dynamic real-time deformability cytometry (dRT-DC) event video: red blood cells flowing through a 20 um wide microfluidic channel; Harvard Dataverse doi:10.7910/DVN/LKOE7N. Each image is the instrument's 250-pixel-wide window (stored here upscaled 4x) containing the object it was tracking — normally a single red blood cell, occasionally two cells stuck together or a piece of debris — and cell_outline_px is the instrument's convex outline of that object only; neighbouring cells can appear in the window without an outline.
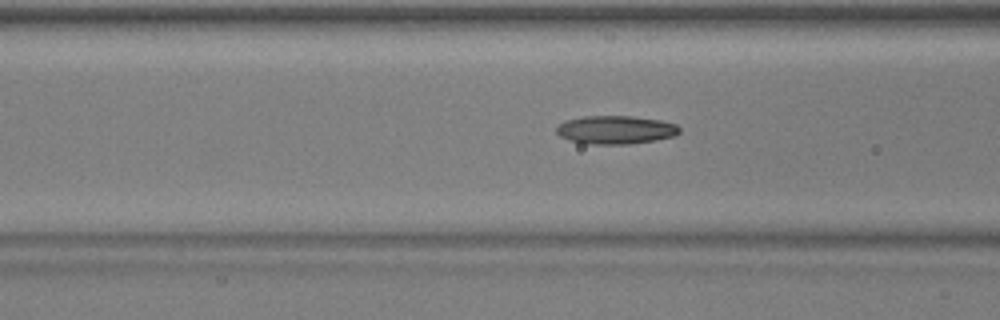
{"species": "common noctule bat (a hibernating species)", "species_latin": "Nyctalus noctula", "temperature_condition": "warm", "stored_images_in_passage": 42, "camera_frame_rate_fps": 3000, "um_per_image_px": 0.085, "animal": {"sex": "male", "body_mass_g": 17.9, "forearm_length_mm": 54.2}, "frame": {"image": 1, "passage_image": 20, "time_ms": 6.333, "image_size_px": [1000, 320], "cell_outline_px": [[680, 132], [676, 136], [656, 140], [628, 144], [592, 144], [572, 140], [560, 136], [556, 132], [556, 128], [564, 120], [584, 116], [632, 116], [660, 120], [676, 124], [680, 128]], "centroid_in_image_um": [52.36, 11.03], "position_along_channel_um": 114.2, "area_um2": 20.29}}
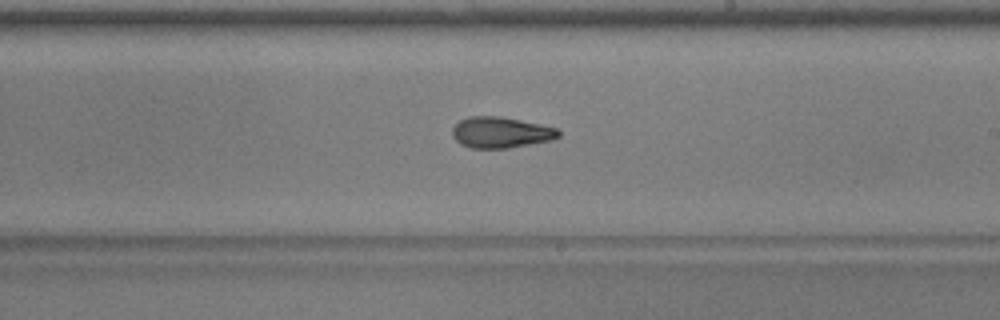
{"frame": {"image": 2, "passage_image": 30, "time_ms": 9.667, "image_size_px": [1000, 320], "cell_outline_px": [[560, 136], [552, 140], [508, 148], [468, 148], [460, 144], [452, 136], [452, 128], [460, 120], [468, 116], [500, 116], [540, 124], [556, 128], [560, 132]], "centroid_in_image_um": [42.54, 11.26], "position_along_channel_um": 246.5, "area_um2": 19.25}}
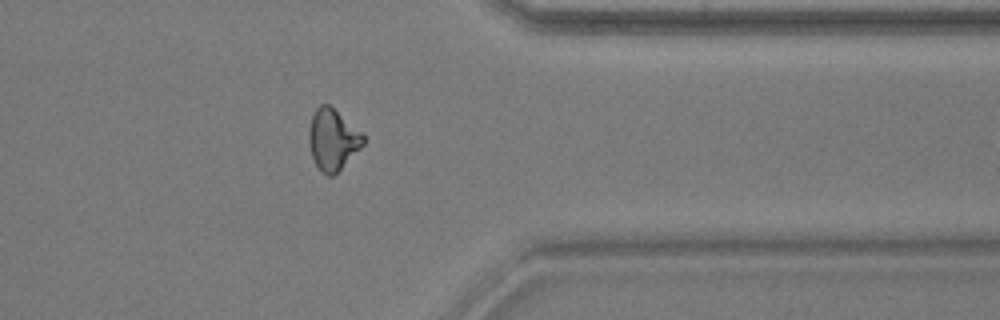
{"frame": {"image": 3, "passage_image": 41, "time_ms": 13.333, "image_size_px": [1000, 320], "cell_outline_px": [[364, 144], [332, 176], [328, 176], [316, 164], [312, 156], [308, 140], [308, 132], [312, 116], [316, 108], [320, 104], [328, 104], [364, 132]], "centroid_in_image_um": [28.29, 11.81], "position_along_channel_um": 383.1, "area_um2": 19.13}}